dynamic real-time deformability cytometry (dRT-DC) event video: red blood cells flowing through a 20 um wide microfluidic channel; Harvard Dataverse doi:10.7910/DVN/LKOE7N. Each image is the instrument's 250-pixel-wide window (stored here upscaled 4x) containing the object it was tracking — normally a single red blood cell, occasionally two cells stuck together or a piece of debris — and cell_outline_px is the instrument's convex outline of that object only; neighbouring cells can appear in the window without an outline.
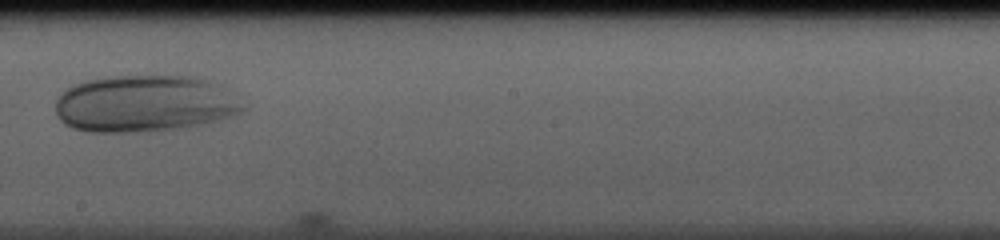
{"species": "human", "species_latin": "Homo sapiens", "temperature_condition": "cold", "stored_images_in_passage": 35, "camera_frame_rate_fps": 3000, "um_per_image_px": 0.085, "donor": {"sex": "male"}, "frame": {"image": 1, "passage_image": 21, "time_ms": 6.667, "image_size_px": [1000, 240], "cell_outline_px": [[248, 108], [240, 112], [216, 120], [200, 124], [180, 128], [136, 132], [88, 132], [72, 128], [64, 124], [56, 116], [56, 100], [68, 88], [76, 84], [88, 80], [116, 76], [196, 76], [220, 84], [236, 92], [240, 96]], "centroid_in_image_um": [12.36, 8.81], "position_along_channel_um": 235.8, "area_um2": 62.54}}
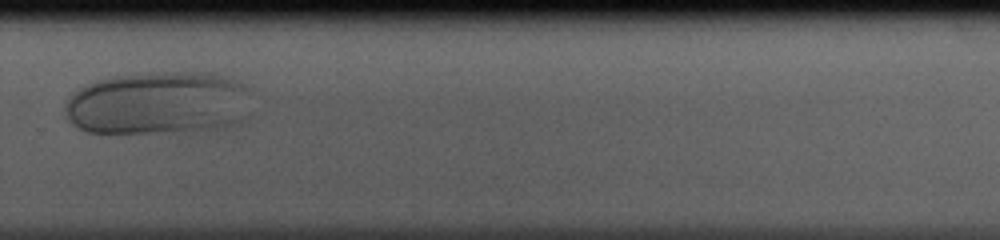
{"frame": {"image": 2, "passage_image": 27, "time_ms": 8.667, "image_size_px": [1000, 240], "cell_outline_px": [[252, 92], [244, 120], [224, 128], [156, 132], [88, 132], [72, 124], [68, 120], [64, 108], [68, 100], [84, 84], [96, 80], [112, 76], [132, 72], [208, 72], [224, 76], [236, 80], [252, 88]], "centroid_in_image_um": [13.5, 8.73], "position_along_channel_um": 316.3, "area_um2": 69.36}}
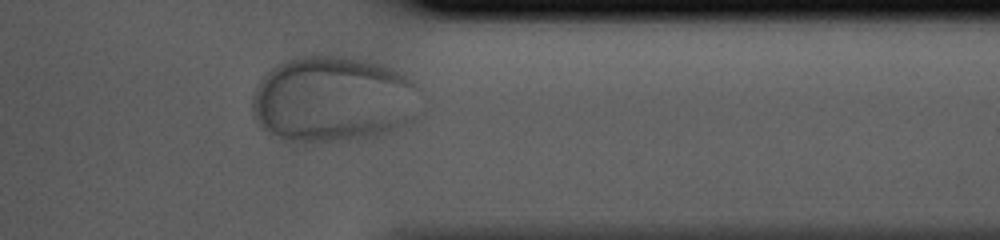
{"frame": {"image": 3, "passage_image": 32, "time_ms": 10.333, "image_size_px": [1000, 240], "cell_outline_px": [[420, 88], [416, 116], [408, 124], [392, 132], [364, 140], [296, 144], [288, 144], [260, 128], [252, 116], [252, 96], [256, 84], [276, 64], [284, 60], [304, 56], [336, 56], [372, 60], [384, 64], [404, 72]], "centroid_in_image_um": [28.32, 8.49], "position_along_channel_um": 383.1, "area_um2": 87.1}}